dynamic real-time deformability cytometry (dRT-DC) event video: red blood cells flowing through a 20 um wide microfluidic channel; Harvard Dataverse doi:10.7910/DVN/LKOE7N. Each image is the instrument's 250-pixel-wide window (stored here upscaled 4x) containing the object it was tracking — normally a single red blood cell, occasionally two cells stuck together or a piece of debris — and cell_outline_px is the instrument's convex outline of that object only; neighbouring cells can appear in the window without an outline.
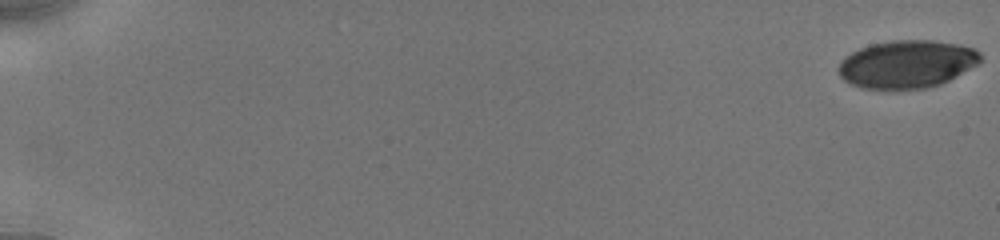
{"species": "human", "species_latin": "Homo sapiens", "temperature_condition": "cold", "stored_images_in_passage": 11, "camera_frame_rate_fps": 3000, "um_per_image_px": 0.085, "donor": {"sex": "male"}, "frame": {"image": 1, "passage_image": 1, "time_ms": 0.0, "image_size_px": [1000, 240], "cell_outline_px": [[980, 64], [940, 84], [928, 88], [864, 88], [852, 84], [844, 80], [840, 76], [840, 60], [852, 52], [860, 48], [872, 44], [892, 40], [932, 40], [960, 44], [976, 48], [980, 52]], "centroid_in_image_um": [77.14, 5.43], "position_along_channel_um": 7.9, "area_um2": 39.36}}